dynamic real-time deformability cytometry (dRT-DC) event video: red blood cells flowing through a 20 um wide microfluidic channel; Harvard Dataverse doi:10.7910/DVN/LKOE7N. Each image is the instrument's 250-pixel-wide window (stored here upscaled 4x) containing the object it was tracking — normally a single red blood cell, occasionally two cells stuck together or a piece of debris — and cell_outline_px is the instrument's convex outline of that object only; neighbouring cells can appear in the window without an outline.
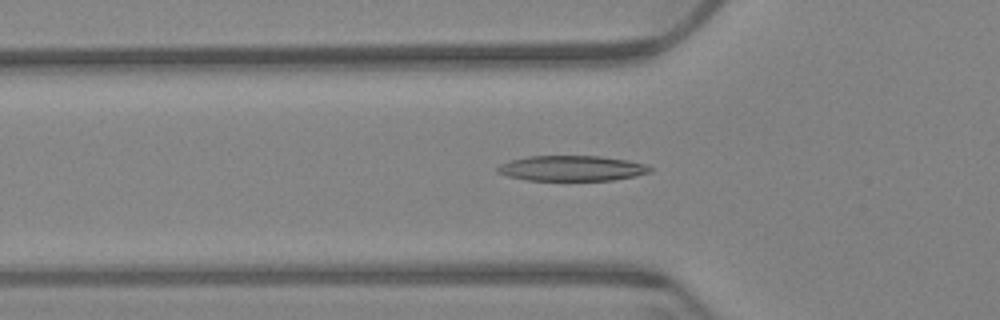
{"species": "Egyptian fruit bat (a non-hibernating species)", "species_latin": "Rousettus aegyptiacus", "temperature_condition": "warm", "stored_images_in_passage": 59, "camera_frame_rate_fps": 3000, "um_per_image_px": 0.085, "animal": {"sex": "female"}, "frame": {"image": 1, "passage_image": 21, "time_ms": 6.667, "image_size_px": [1000, 320], "cell_outline_px": [[652, 172], [636, 176], [612, 180], [524, 180], [508, 176], [496, 172], [496, 168], [500, 164], [508, 160], [528, 156], [600, 156], [628, 160], [644, 164], [652, 168]], "centroid_in_image_um": [48.58, 14.3], "position_along_channel_um": 77.2, "area_um2": 22.66}}
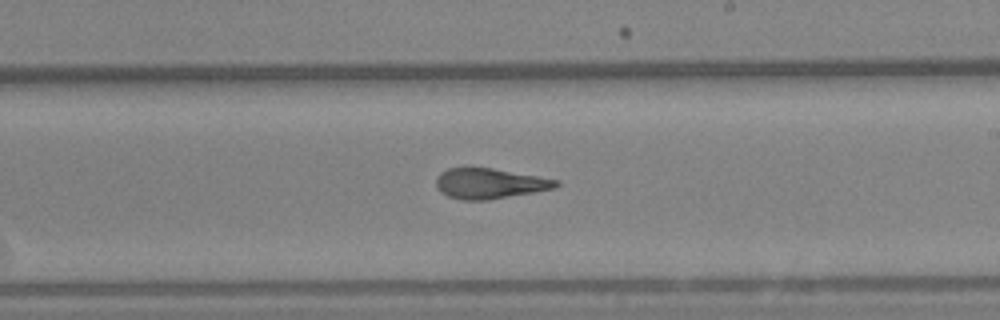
{"frame": {"image": 2, "passage_image": 36, "time_ms": 11.667, "image_size_px": [1000, 320], "cell_outline_px": [[560, 184], [556, 188], [536, 192], [488, 200], [460, 200], [448, 196], [440, 192], [436, 184], [436, 176], [440, 172], [448, 168], [492, 168], [560, 180]], "centroid_in_image_um": [41.63, 15.6], "position_along_channel_um": 247.4, "area_um2": 21.33}}
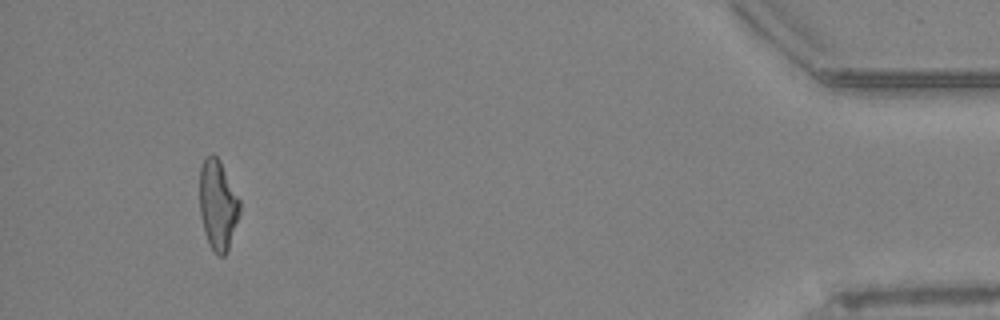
{"frame": {"image": 3, "passage_image": 57, "time_ms": 18.667, "image_size_px": [1000, 320], "cell_outline_px": [[240, 212], [228, 248], [224, 256], [220, 256], [208, 244], [204, 232], [200, 216], [200, 164], [204, 156], [212, 152], [220, 160], [240, 200]], "centroid_in_image_um": [18.5, 17.35], "position_along_channel_um": 416.7, "area_um2": 21.1}}